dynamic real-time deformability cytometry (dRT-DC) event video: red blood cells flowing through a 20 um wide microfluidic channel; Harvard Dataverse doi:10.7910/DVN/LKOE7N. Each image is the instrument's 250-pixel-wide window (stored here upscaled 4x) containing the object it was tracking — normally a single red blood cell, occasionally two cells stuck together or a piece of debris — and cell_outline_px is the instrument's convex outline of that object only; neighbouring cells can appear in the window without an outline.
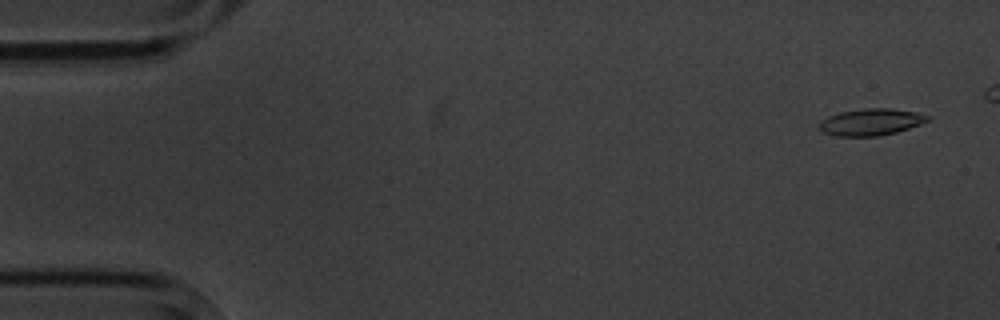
{"species": "common noctule bat (a hibernating species)", "species_latin": "Nyctalus noctula", "temperature_condition": "cold", "stored_images_in_passage": 5, "camera_frame_rate_fps": 3000, "um_per_image_px": 0.085, "animal": {"sex": "male", "body_mass_g": 20.1, "forearm_length_mm": 53.5}, "frame": {"image": 1, "passage_image": 1, "time_ms": 0.0, "image_size_px": [1000, 320], "cell_outline_px": [[928, 120], [920, 124], [896, 132], [880, 136], [836, 136], [824, 132], [816, 124], [820, 120], [828, 116], [840, 112], [864, 108], [888, 108], [916, 112], [928, 116]], "centroid_in_image_um": [73.97, 10.37], "position_along_channel_um": 11.0, "area_um2": 16.82}}